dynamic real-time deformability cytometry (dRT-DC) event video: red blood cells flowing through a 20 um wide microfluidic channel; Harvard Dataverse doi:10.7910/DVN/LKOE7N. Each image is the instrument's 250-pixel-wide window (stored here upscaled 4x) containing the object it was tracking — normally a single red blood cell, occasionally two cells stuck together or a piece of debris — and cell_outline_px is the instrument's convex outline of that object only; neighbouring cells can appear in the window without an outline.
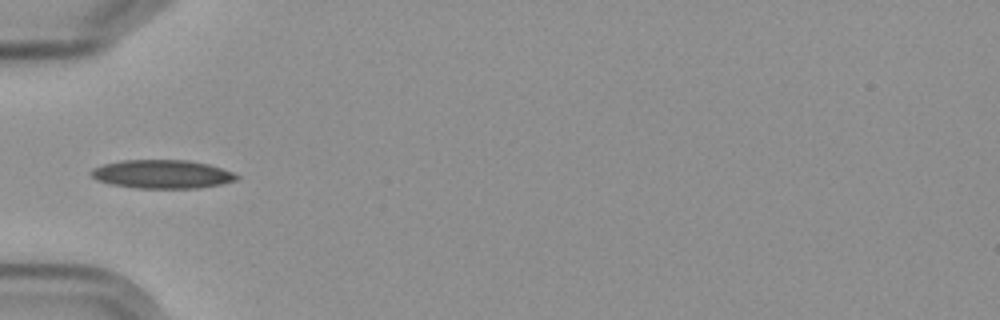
{"species": "Egyptian fruit bat (a non-hibernating species)", "species_latin": "Rousettus aegyptiacus", "temperature_condition": "cold", "stored_images_in_passage": 5, "camera_frame_rate_fps": 3000, "um_per_image_px": 0.085, "frame": {"image": 1, "passage_image": 3, "time_ms": 2.333, "image_size_px": [1000, 320], "cell_outline_px": [[240, 176], [236, 180], [220, 184], [196, 188], [136, 188], [112, 184], [96, 180], [88, 172], [92, 168], [104, 164], [124, 160], [188, 160], [208, 164], [232, 172]], "centroid_in_image_um": [13.75, 14.8], "position_along_channel_um": 71.2, "area_um2": 24.1}}
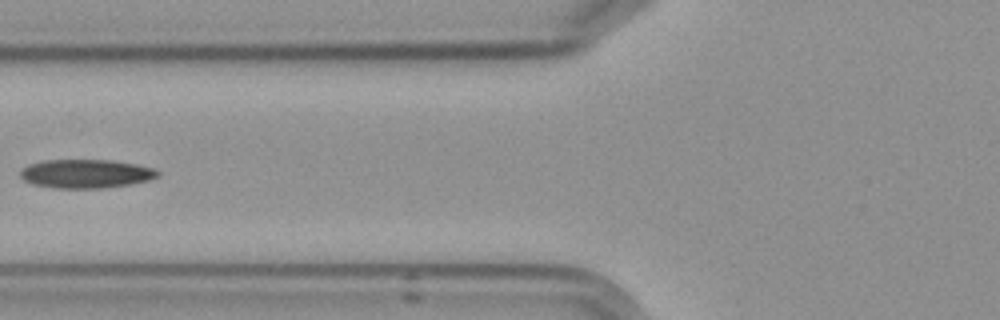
{"frame": {"image": 2, "passage_image": 4, "time_ms": 3.667, "image_size_px": [1000, 320], "cell_outline_px": [[160, 176], [148, 180], [132, 184], [100, 188], [52, 188], [32, 184], [24, 180], [20, 176], [20, 172], [28, 164], [44, 160], [112, 160], [136, 164], [156, 168], [160, 172]], "centroid_in_image_um": [7.33, 14.76], "position_along_channel_um": 118.5, "area_um2": 23.18}}
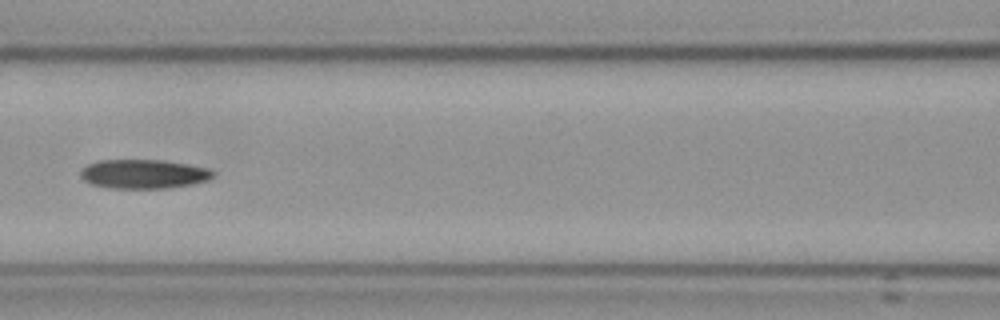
{"frame": {"image": 3, "passage_image": 5, "time_ms": 4.667, "image_size_px": [1000, 320], "cell_outline_px": [[216, 176], [208, 180], [192, 184], [168, 188], [116, 188], [92, 184], [84, 180], [80, 176], [80, 172], [88, 164], [100, 160], [164, 160], [188, 164], [208, 168], [216, 172]], "centroid_in_image_um": [12.27, 14.78], "position_along_channel_um": 154.3, "area_um2": 22.48}}